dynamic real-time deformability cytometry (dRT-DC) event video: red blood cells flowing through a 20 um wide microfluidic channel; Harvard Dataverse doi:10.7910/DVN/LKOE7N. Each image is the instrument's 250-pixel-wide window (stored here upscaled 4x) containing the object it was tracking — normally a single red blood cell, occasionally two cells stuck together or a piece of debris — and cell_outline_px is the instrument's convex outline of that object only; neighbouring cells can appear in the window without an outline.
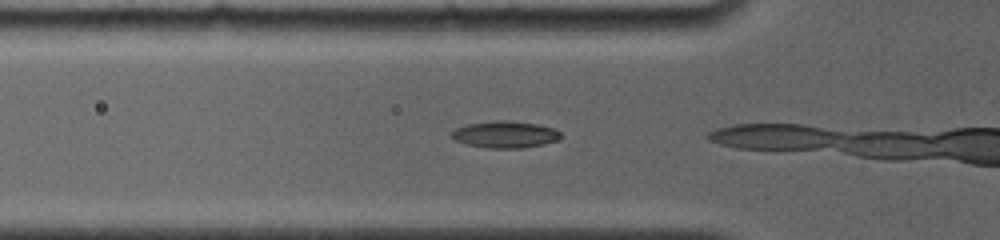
{"species": "common noctule bat (a hibernating species)", "species_latin": "Nyctalus noctula", "temperature_condition": "room temperature", "stored_images_in_passage": 3, "camera_frame_rate_fps": 4000, "um_per_image_px": 0.085, "animal": {"sex": "female", "body_mass_g": 19.0, "forearm_length_mm": 56.7}, "frame": {"image": 1, "passage_image": 2, "time_ms": 0.75, "image_size_px": [1000, 240], "cell_outline_px": [[560, 140], [544, 144], [524, 148], [488, 148], [464, 144], [456, 140], [452, 136], [452, 132], [456, 128], [468, 124], [496, 120], [508, 120], [536, 124], [556, 128], [560, 132]], "centroid_in_image_um": [42.97, 11.43], "position_along_channel_um": 82.8, "area_um2": 17.11}}